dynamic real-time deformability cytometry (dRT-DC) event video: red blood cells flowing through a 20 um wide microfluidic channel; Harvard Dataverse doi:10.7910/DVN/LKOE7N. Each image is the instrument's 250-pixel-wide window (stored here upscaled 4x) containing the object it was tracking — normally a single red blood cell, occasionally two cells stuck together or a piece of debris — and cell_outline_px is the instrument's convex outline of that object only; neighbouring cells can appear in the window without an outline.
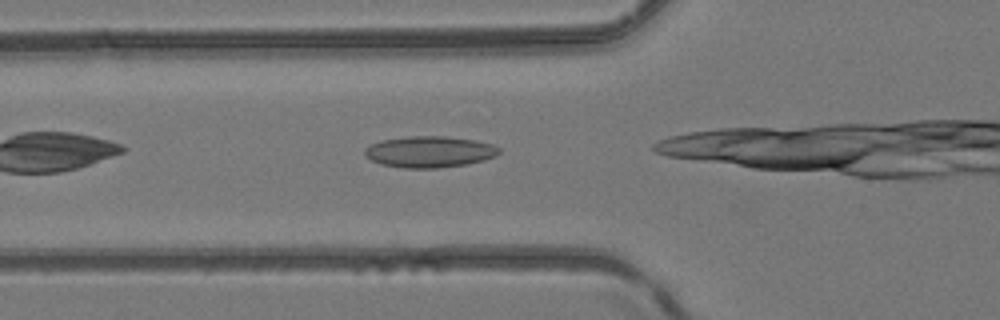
{"species": "common noctule bat (a hibernating species)", "species_latin": "Nyctalus noctula", "temperature_condition": "room temperature", "stored_images_in_passage": 4, "camera_frame_rate_fps": 3000, "um_per_image_px": 0.085, "animal": {"sex": "female", "body_mass_g": 24.6, "forearm_length_mm": 56.2}, "frame": {"image": 1, "passage_image": 2, "time_ms": 1.0, "image_size_px": [1000, 320], "cell_outline_px": [[500, 152], [496, 156], [484, 160], [468, 164], [436, 168], [404, 168], [380, 164], [364, 156], [364, 148], [380, 140], [408, 136], [444, 136], [476, 140], [492, 144], [500, 148]], "centroid_in_image_um": [36.5, 12.9], "position_along_channel_um": 89.3, "area_um2": 24.68}}